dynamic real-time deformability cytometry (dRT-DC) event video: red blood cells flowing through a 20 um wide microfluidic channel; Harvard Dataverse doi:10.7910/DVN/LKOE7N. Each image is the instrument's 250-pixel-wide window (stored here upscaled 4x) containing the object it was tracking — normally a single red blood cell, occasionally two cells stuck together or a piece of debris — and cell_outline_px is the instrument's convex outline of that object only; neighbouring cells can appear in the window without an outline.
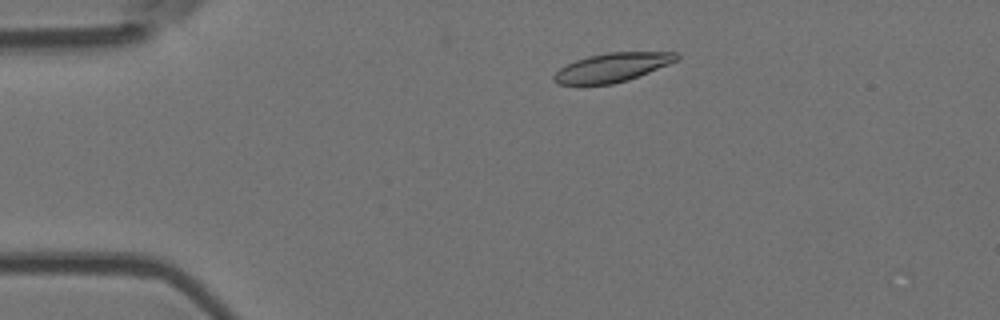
{"species": "Egyptian fruit bat (a non-hibernating species)", "species_latin": "Rousettus aegyptiacus", "temperature_condition": "room temperature", "stored_images_in_passage": 47, "camera_frame_rate_fps": 3000, "um_per_image_px": 0.085, "animal": {"sex": "female"}, "frame": {"image": 1, "passage_image": 7, "time_ms": 2.0, "image_size_px": [1000, 320], "cell_outline_px": [[680, 60], [628, 80], [612, 84], [556, 84], [552, 80], [552, 76], [560, 68], [576, 60], [588, 56], [608, 52], [676, 52], [680, 56]], "centroid_in_image_um": [52.06, 5.73], "position_along_channel_um": 32.9, "area_um2": 20.63}}
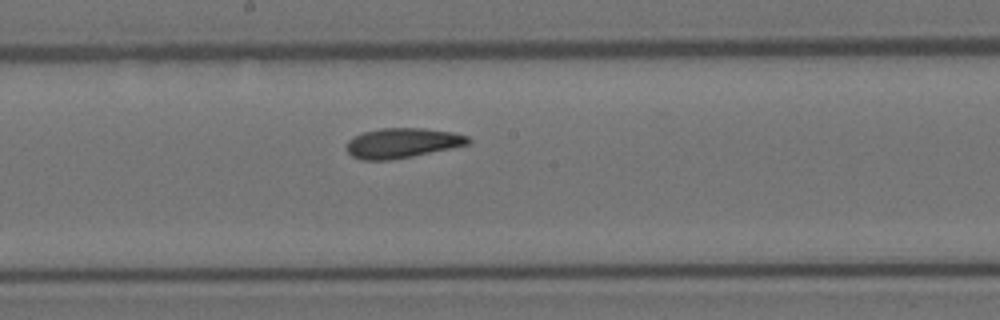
{"frame": {"image": 2, "passage_image": 24, "time_ms": 7.667, "image_size_px": [1000, 320], "cell_outline_px": [[472, 140], [468, 144], [412, 156], [388, 160], [360, 160], [352, 156], [348, 152], [348, 140], [352, 136], [364, 132], [380, 128], [424, 128], [452, 132], [468, 136]], "centroid_in_image_um": [34.17, 12.15], "position_along_channel_um": 214.0, "area_um2": 21.04}}
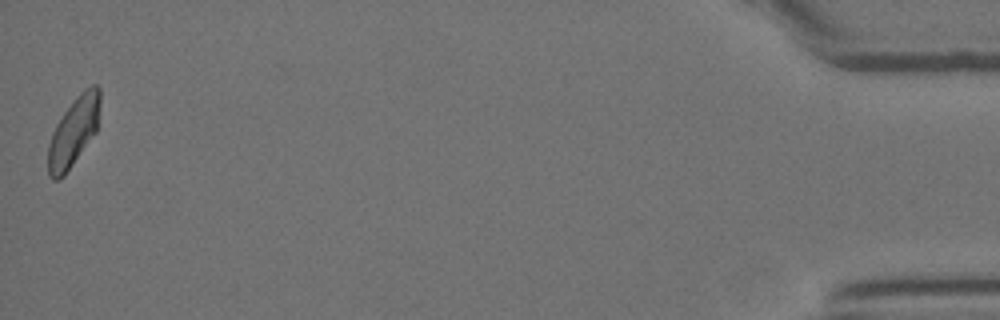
{"frame": {"image": 3, "passage_image": 47, "time_ms": 15.333, "image_size_px": [1000, 320], "cell_outline_px": [[100, 104], [96, 132], [64, 176], [60, 180], [52, 180], [48, 176], [48, 144], [52, 132], [56, 124], [64, 112], [76, 96], [84, 88], [92, 84], [96, 84], [100, 88]], "centroid_in_image_um": [6.25, 11.19], "position_along_channel_um": 429.0, "area_um2": 20.98}, "authors_computed_cell_mechanics": {"area_um2": 21.0392, "velocity_mm_per_s": 4.0221, "shape_relaxation_time_tau1_ms": 7.8299, "shape_relaxation_time_tau2_ms": 2.6931, "deformation_change_tau1": 0.1822, "deformation_change_tau2": 0.0944}}